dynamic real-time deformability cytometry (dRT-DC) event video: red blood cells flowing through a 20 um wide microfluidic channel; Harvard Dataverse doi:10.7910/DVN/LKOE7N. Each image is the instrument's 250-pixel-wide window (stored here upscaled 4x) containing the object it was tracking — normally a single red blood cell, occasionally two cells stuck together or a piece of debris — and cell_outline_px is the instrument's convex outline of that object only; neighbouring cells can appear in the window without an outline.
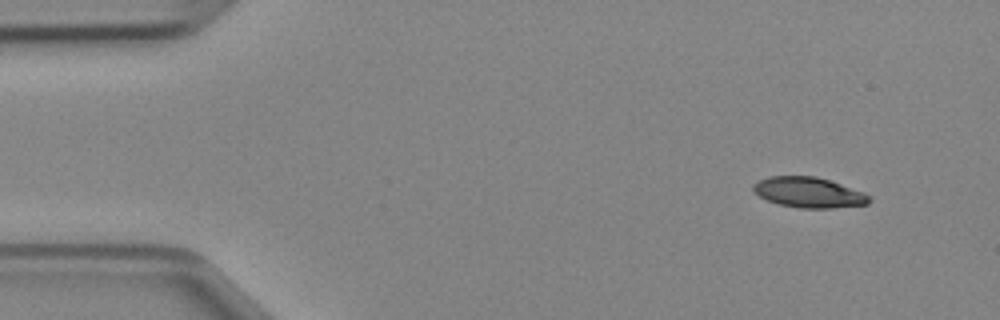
{"species": "Egyptian fruit bat (a non-hibernating species)", "species_latin": "Rousettus aegyptiacus", "temperature_condition": "cold", "stored_images_in_passage": 46, "camera_frame_rate_fps": 3000, "um_per_image_px": 0.085, "animal": {"sex": "female"}, "frame": {"image": 1, "passage_image": 3, "time_ms": 0.667, "image_size_px": [1000, 320], "cell_outline_px": [[872, 200], [868, 204], [832, 208], [800, 208], [780, 204], [768, 200], [752, 192], [752, 184], [768, 176], [816, 176], [864, 192]], "centroid_in_image_um": [68.72, 16.35], "position_along_channel_um": 16.3, "area_um2": 20.46}}
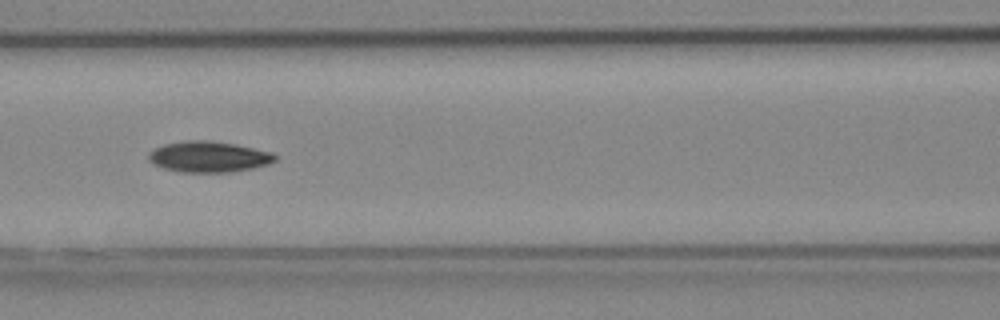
{"frame": {"image": 2, "passage_image": 19, "time_ms": 6.0, "image_size_px": [1000, 320], "cell_outline_px": [[276, 160], [268, 164], [252, 168], [228, 172], [180, 172], [164, 168], [152, 164], [148, 160], [148, 152], [152, 148], [164, 144], [184, 140], [212, 140], [236, 144], [272, 152], [276, 156]], "centroid_in_image_um": [17.69, 13.31], "position_along_channel_um": 148.9, "area_um2": 23.0}}
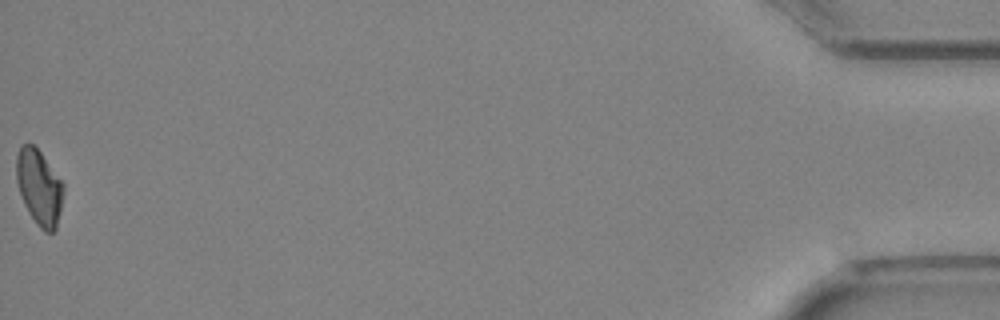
{"frame": {"image": 3, "passage_image": 46, "time_ms": 15.0, "image_size_px": [1000, 320], "cell_outline_px": [[64, 192], [56, 228], [52, 232], [44, 232], [36, 224], [28, 212], [24, 204], [16, 180], [16, 156], [20, 148], [24, 144], [32, 144], [40, 152], [64, 184]], "centroid_in_image_um": [3.33, 15.94], "position_along_channel_um": 431.9, "area_um2": 20.46}}